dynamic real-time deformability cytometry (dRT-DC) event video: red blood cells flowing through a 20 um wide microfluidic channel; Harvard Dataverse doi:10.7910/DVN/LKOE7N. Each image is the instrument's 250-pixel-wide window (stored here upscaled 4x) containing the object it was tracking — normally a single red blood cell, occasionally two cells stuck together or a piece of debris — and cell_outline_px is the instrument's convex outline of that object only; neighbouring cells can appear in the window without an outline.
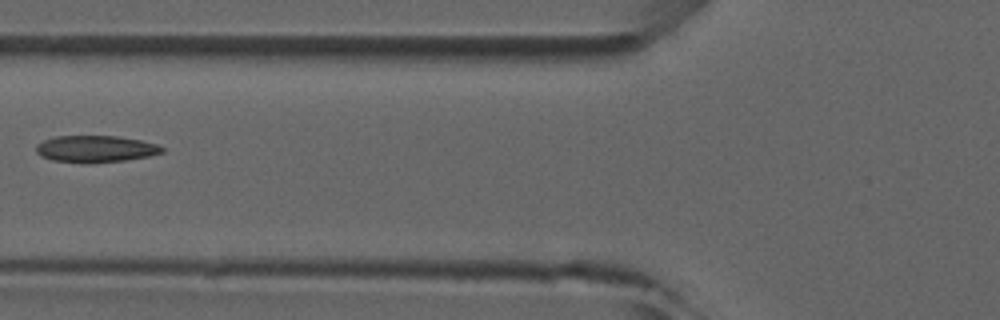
{"species": "common noctule bat (a hibernating species)", "species_latin": "Nyctalus noctula", "temperature_condition": "room temperature", "stored_images_in_passage": 3, "camera_frame_rate_fps": 3000, "um_per_image_px": 0.085, "animal": {"sex": "male", "forearm_length_mm": 52.5}, "frame": {"image": 1, "passage_image": 3, "time_ms": 2.333, "image_size_px": [1000, 320], "cell_outline_px": [[164, 152], [148, 156], [124, 160], [88, 164], [84, 164], [52, 160], [40, 156], [36, 152], [36, 144], [44, 140], [56, 136], [116, 136], [140, 140], [156, 144], [164, 148]], "centroid_in_image_um": [8.08, 12.67], "position_along_channel_um": 117.7, "area_um2": 19.77}}